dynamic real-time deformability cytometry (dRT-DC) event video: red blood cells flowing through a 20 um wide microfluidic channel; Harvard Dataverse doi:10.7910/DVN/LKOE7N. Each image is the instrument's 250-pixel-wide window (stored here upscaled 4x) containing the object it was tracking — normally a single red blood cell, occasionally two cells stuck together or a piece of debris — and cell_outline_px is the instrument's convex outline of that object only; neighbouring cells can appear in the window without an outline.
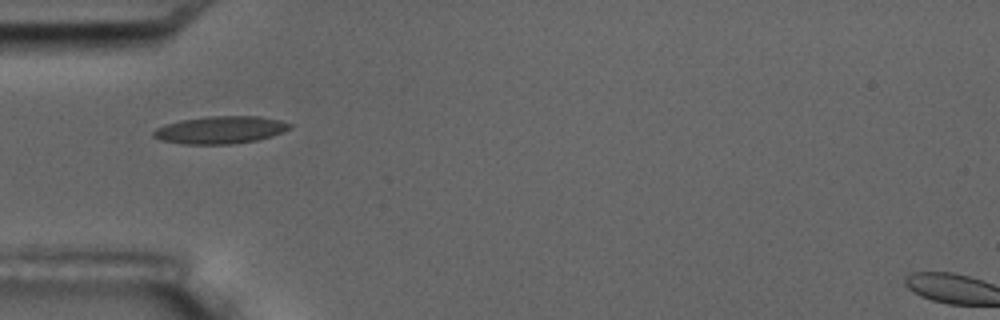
{"species": "common noctule bat (a hibernating species)", "species_latin": "Nyctalus noctula", "temperature_condition": "room temperature", "stored_images_in_passage": 16, "camera_frame_rate_fps": 3000, "um_per_image_px": 0.085, "animal": {"sex": "male", "body_mass_g": 17.5, "forearm_length_mm": 52.3}, "frame": {"image": 1, "passage_image": 5, "time_ms": 4.667, "image_size_px": [1000, 320], "cell_outline_px": [[292, 128], [284, 132], [272, 136], [256, 140], [228, 144], [184, 144], [160, 140], [152, 136], [152, 132], [156, 128], [164, 124], [180, 120], [208, 116], [260, 116], [280, 120], [292, 124]], "centroid_in_image_um": [18.73, 11.03], "position_along_channel_um": 66.3, "area_um2": 21.96}}
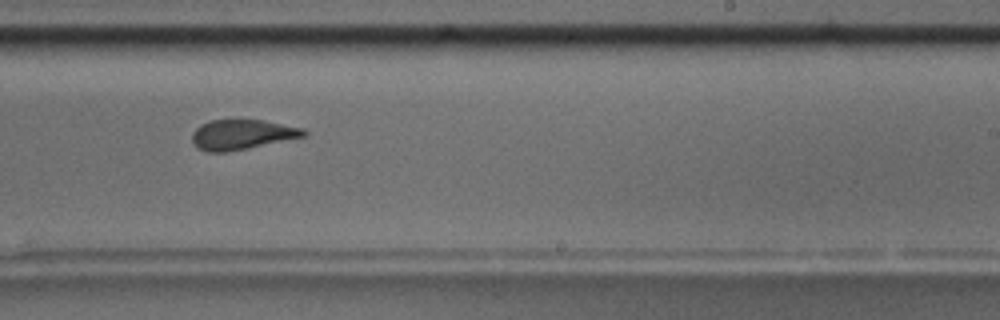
{"frame": {"image": 2, "passage_image": 10, "time_ms": 10.333, "image_size_px": [1000, 320], "cell_outline_px": [[308, 132], [304, 136], [248, 148], [228, 152], [208, 152], [196, 148], [192, 144], [192, 132], [200, 124], [212, 120], [264, 120], [304, 128]], "centroid_in_image_um": [20.53, 11.44], "position_along_channel_um": 268.5, "area_um2": 19.54}, "authors_computed_cell_mechanics": {"area_um2": 20.9236, "velocity_mm_per_s": 3.5833, "shape_relaxation_time_tau1_ms": null, "shape_relaxation_time_tau2_ms": 1.6311, "deformation_change_tau1": null, "deformation_change_tau2": 0.0602}}